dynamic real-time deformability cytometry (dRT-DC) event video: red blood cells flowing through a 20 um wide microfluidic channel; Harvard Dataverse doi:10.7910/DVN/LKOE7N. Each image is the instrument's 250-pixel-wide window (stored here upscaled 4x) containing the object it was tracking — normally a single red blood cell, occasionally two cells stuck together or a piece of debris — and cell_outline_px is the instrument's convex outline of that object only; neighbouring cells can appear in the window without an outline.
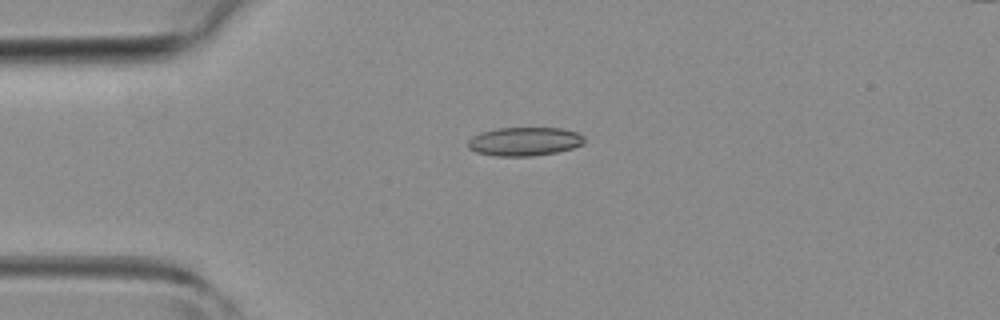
{"species": "common noctule bat (a hibernating species)", "species_latin": "Nyctalus noctula", "temperature_condition": "room temperature", "stored_images_in_passage": 4, "camera_frame_rate_fps": 3000, "um_per_image_px": 0.085, "animal": {"sex": "female", "body_mass_g": 19.3, "forearm_length_mm": 54.1}, "frame": {"image": 1, "passage_image": 4, "time_ms": 3.333, "image_size_px": [1000, 320], "cell_outline_px": [[584, 144], [572, 148], [556, 152], [532, 156], [496, 156], [476, 152], [468, 148], [468, 140], [472, 136], [480, 132], [496, 128], [560, 128], [576, 132], [584, 136]], "centroid_in_image_um": [44.56, 12.02], "position_along_channel_um": 40.4, "area_um2": 19.48}}